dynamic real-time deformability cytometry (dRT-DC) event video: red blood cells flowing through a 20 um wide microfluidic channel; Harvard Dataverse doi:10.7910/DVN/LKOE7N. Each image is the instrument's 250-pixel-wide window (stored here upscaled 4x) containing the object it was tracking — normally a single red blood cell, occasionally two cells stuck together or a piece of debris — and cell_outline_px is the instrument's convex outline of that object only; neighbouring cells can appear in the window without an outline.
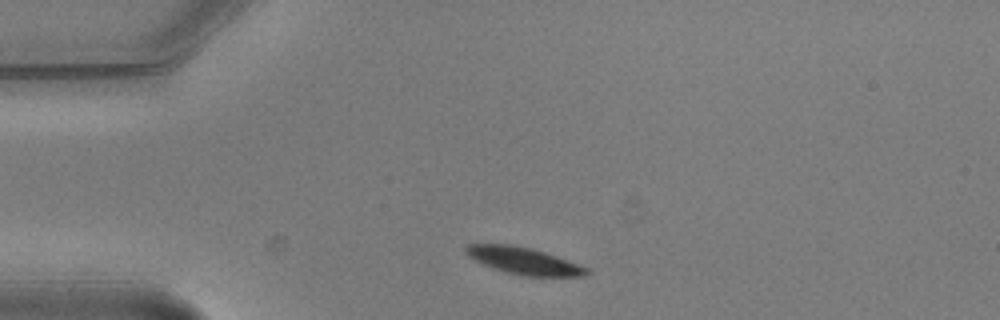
{"species": "common noctule bat (a hibernating species)", "species_latin": "Nyctalus noctula", "temperature_condition": "warm", "stored_images_in_passage": 2, "camera_frame_rate_fps": 3000, "um_per_image_px": 0.085, "animal": {"sex": "male", "body_mass_g": 20.5, "forearm_length_mm": 52.5}, "frame": {"image": 1, "passage_image": 1, "time_ms": 0.0, "image_size_px": [1000, 320], "cell_outline_px": [[588, 272], [584, 276], [524, 276], [492, 268], [468, 256], [464, 252], [464, 248], [468, 244], [512, 244], [544, 252], [556, 256], [588, 268]], "centroid_in_image_um": [44.48, 22.16], "position_along_channel_um": 40.5, "area_um2": 18.61}}